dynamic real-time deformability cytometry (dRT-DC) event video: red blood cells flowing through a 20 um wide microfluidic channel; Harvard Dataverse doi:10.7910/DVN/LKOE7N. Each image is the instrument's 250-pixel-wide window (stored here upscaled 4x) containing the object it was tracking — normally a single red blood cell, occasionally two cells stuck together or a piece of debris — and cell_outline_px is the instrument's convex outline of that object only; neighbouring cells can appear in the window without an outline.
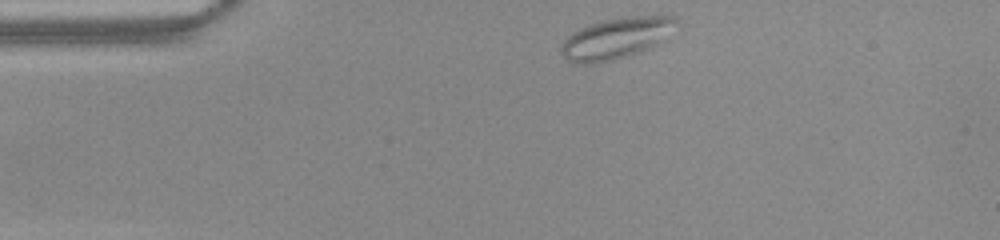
{"species": "common noctule bat (a hibernating species)", "species_latin": "Nyctalus noctula", "temperature_condition": "warm", "stored_images_in_passage": 38, "camera_frame_rate_fps": 3000, "um_per_image_px": 0.085, "animal": {"sex": "female", "body_mass_g": 22.0, "forearm_length_mm": 56.7}, "frame": {"image": 1, "passage_image": 1, "time_ms": 0.0, "image_size_px": [1000, 240], "cell_outline_px": [[680, 20], [668, 40], [652, 48], [628, 56], [612, 60], [592, 64], [572, 64], [560, 52], [560, 48], [564, 40], [572, 32], [588, 24], [604, 20], [632, 16], [676, 16]], "centroid_in_image_um": [52.44, 3.26], "position_along_channel_um": 32.6, "area_um2": 28.26}}
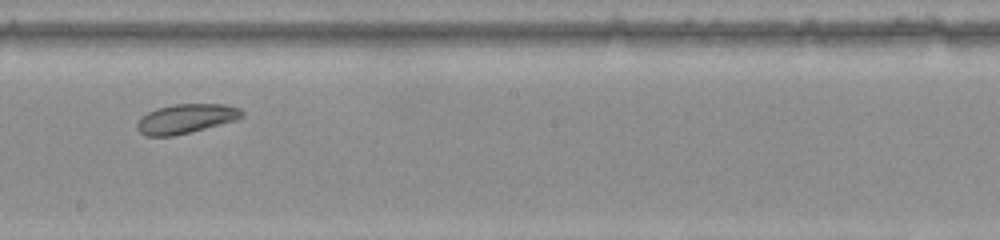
{"frame": {"image": 2, "passage_image": 20, "time_ms": 6.333, "image_size_px": [1000, 240], "cell_outline_px": [[244, 116], [236, 120], [172, 136], [144, 136], [136, 128], [136, 124], [140, 116], [156, 108], [176, 104], [224, 104], [240, 108], [244, 112]], "centroid_in_image_um": [15.78, 10.08], "position_along_channel_um": 232.4, "area_um2": 17.92}}
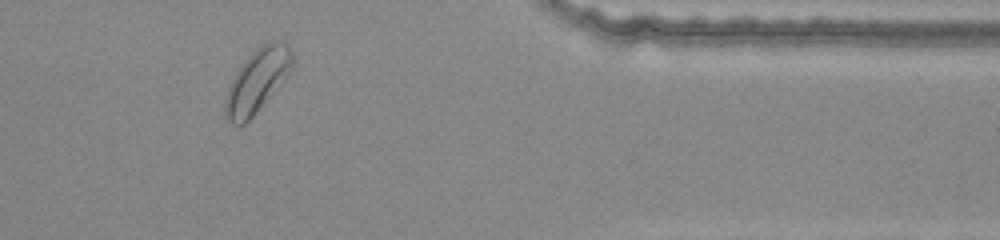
{"frame": {"image": 3, "passage_image": 34, "time_ms": 11.0, "image_size_px": [1000, 240], "cell_outline_px": [[296, 60], [292, 68], [252, 116], [244, 124], [232, 124], [224, 116], [224, 104], [228, 88], [236, 72], [248, 56], [256, 48], [272, 40], [280, 40], [288, 44]], "centroid_in_image_um": [21.86, 6.81], "position_along_channel_um": 389.5, "area_um2": 24.28}}